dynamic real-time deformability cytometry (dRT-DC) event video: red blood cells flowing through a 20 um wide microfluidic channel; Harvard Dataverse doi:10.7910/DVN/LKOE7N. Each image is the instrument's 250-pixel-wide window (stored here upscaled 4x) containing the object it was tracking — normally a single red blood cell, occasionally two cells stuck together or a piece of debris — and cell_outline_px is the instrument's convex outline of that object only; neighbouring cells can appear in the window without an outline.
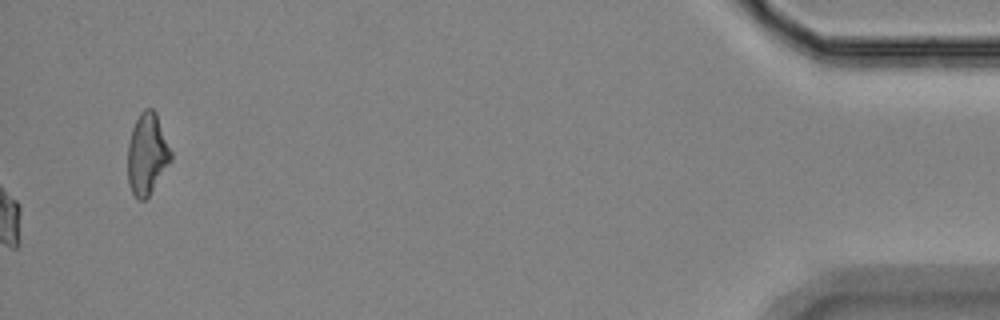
{"species": "Egyptian fruit bat (a non-hibernating species)", "species_latin": "Rousettus aegyptiacus", "temperature_condition": "room temperature", "stored_images_in_passage": 42, "camera_frame_rate_fps": 3000, "um_per_image_px": 0.085, "animal": {"sex": "female"}, "frame": {"image": 1, "passage_image": 42, "time_ms": 13.667, "image_size_px": [1000, 320], "cell_outline_px": [[172, 160], [148, 196], [144, 200], [136, 200], [128, 184], [128, 144], [132, 128], [140, 112], [144, 108], [152, 108], [156, 112], [172, 152]], "centroid_in_image_um": [12.5, 13.09], "position_along_channel_um": 422.7, "area_um2": 20.52}, "authors_computed_cell_mechanics": {"area_um2": 21.5016, "velocity_mm_per_s": 3.5314, "shape_relaxation_time_tau1_ms": 4.3607, "shape_relaxation_time_tau2_ms": 2.5808, "deformation_change_tau1": 0.1334, "deformation_change_tau2": 0.0893}}